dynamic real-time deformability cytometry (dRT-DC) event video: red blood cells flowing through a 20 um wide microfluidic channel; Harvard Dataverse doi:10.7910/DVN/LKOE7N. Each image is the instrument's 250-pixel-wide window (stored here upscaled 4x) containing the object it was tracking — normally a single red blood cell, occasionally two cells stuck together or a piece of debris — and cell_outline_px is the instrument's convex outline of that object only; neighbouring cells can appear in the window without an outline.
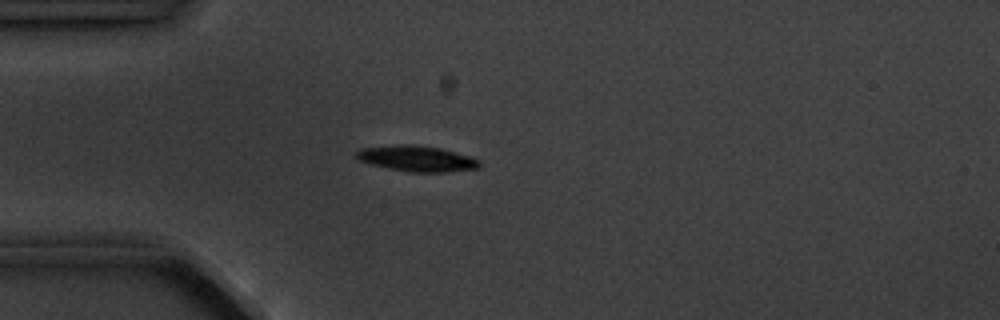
{"species": "common noctule bat (a hibernating species)", "species_latin": "Nyctalus noctula", "temperature_condition": "cold", "stored_images_in_passage": 6, "camera_frame_rate_fps": 3000, "um_per_image_px": 0.085, "animal": {"sex": "male", "body_mass_g": 20.1, "forearm_length_mm": 53.5}, "frame": {"image": 1, "passage_image": 5, "time_ms": 4.333, "image_size_px": [1000, 320], "cell_outline_px": [[480, 168], [448, 172], [412, 172], [388, 168], [372, 164], [360, 160], [356, 156], [356, 152], [360, 148], [400, 144], [412, 144], [440, 148], [468, 156], [480, 160]], "centroid_in_image_um": [35.44, 13.48], "position_along_channel_um": 49.6, "area_um2": 18.32}}